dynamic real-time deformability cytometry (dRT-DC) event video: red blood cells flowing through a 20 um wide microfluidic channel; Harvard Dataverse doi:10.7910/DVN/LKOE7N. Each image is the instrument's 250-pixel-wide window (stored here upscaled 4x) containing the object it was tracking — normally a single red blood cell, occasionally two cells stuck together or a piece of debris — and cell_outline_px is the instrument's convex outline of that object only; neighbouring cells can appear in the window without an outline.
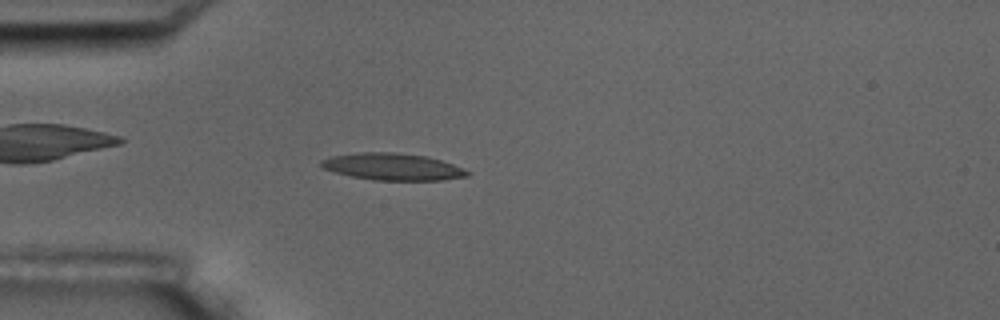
{"species": "common noctule bat (a hibernating species)", "species_latin": "Nyctalus noctula", "temperature_condition": "room temperature", "stored_images_in_passage": 4, "camera_frame_rate_fps": 3000, "um_per_image_px": 0.085, "animal": {"sex": "male", "body_mass_g": 17.5, "forearm_length_mm": 52.3}, "frame": {"image": 1, "passage_image": 4, "time_ms": 3.333, "image_size_px": [1000, 320], "cell_outline_px": [[472, 172], [468, 176], [444, 180], [372, 180], [352, 176], [336, 172], [324, 168], [320, 164], [320, 160], [332, 156], [356, 152], [396, 152], [428, 156], [452, 164]], "centroid_in_image_um": [33.39, 14.16], "position_along_channel_um": 51.6, "area_um2": 22.95}}